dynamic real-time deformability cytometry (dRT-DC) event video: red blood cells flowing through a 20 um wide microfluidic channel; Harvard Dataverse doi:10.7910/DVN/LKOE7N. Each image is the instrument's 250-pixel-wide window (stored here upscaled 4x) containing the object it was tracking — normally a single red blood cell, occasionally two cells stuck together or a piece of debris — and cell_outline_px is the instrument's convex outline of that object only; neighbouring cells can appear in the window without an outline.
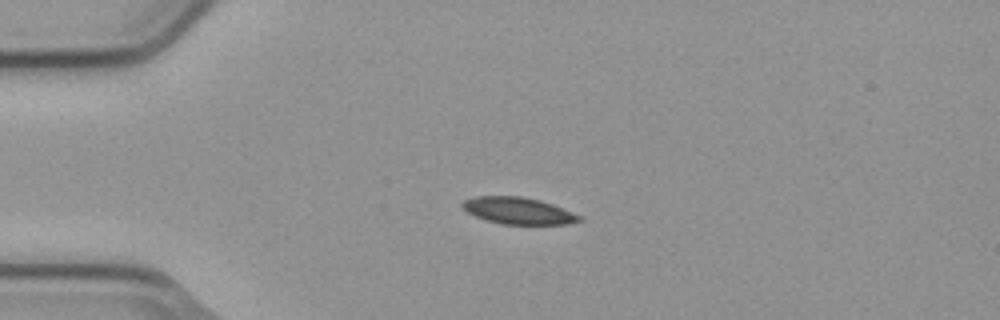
{"species": "common noctule bat (a hibernating species)", "species_latin": "Nyctalus noctula", "temperature_condition": "cold", "stored_images_in_passage": 4, "camera_frame_rate_fps": 3000, "um_per_image_px": 0.085, "animal": {"sex": "male", "body_mass_g": 23.1, "forearm_length_mm": 52.7}, "frame": {"image": 1, "passage_image": 3, "time_ms": 0.667, "image_size_px": [1000, 320], "cell_outline_px": [[584, 220], [564, 224], [500, 224], [484, 220], [468, 212], [460, 204], [464, 200], [476, 196], [520, 196], [540, 200], [552, 204], [580, 216]], "centroid_in_image_um": [44.02, 17.91], "position_along_channel_um": 41.0, "area_um2": 18.09}}